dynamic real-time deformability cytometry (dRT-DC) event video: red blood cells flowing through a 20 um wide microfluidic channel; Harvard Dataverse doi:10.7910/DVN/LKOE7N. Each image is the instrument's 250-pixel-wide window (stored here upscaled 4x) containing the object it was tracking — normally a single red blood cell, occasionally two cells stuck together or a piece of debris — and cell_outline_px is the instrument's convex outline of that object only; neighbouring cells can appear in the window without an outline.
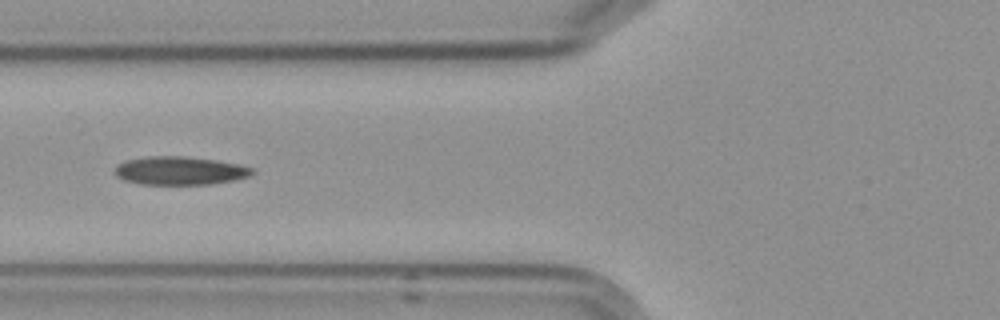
{"species": "Egyptian fruit bat (a non-hibernating species)", "species_latin": "Rousettus aegyptiacus", "temperature_condition": "cold", "stored_images_in_passage": 9, "camera_frame_rate_fps": 3000, "um_per_image_px": 0.085, "frame": {"image": 1, "passage_image": 6, "time_ms": 5.667, "image_size_px": [1000, 320], "cell_outline_px": [[256, 172], [252, 176], [236, 180], [212, 184], [140, 184], [124, 180], [116, 176], [116, 164], [128, 160], [148, 156], [180, 156], [216, 160], [236, 164], [252, 168]], "centroid_in_image_um": [15.32, 14.51], "position_along_channel_um": 110.5, "area_um2": 22.66}}
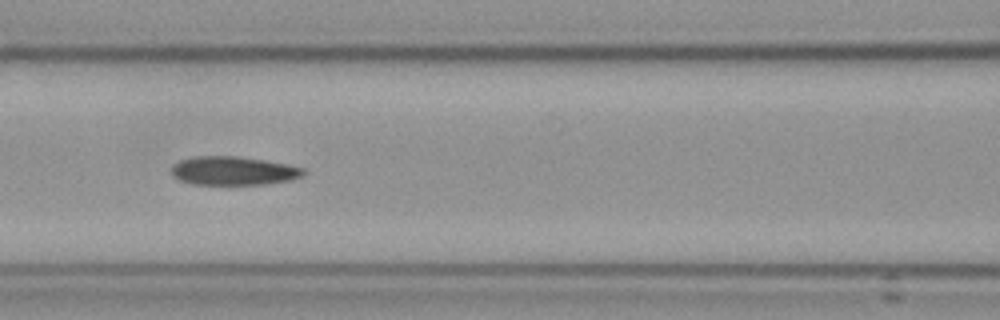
{"frame": {"image": 2, "passage_image": 7, "time_ms": 6.667, "image_size_px": [1000, 320], "cell_outline_px": [[304, 172], [300, 176], [292, 180], [264, 184], [224, 188], [192, 184], [180, 180], [172, 176], [172, 164], [180, 160], [196, 156], [236, 156], [264, 160], [288, 164], [304, 168]], "centroid_in_image_um": [19.79, 14.57], "position_along_channel_um": 146.8, "area_um2": 23.0}}